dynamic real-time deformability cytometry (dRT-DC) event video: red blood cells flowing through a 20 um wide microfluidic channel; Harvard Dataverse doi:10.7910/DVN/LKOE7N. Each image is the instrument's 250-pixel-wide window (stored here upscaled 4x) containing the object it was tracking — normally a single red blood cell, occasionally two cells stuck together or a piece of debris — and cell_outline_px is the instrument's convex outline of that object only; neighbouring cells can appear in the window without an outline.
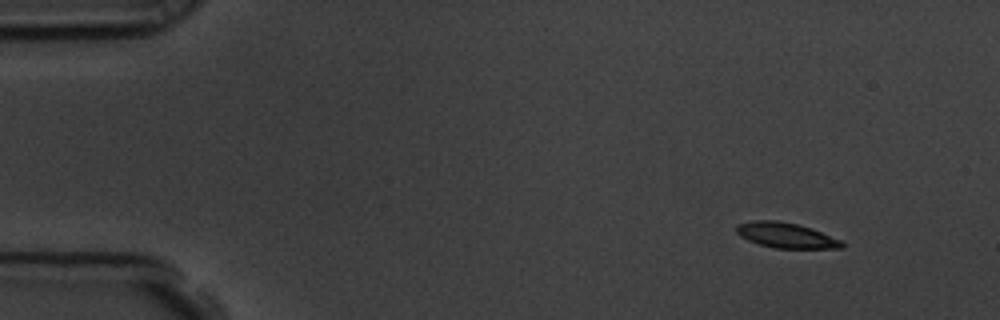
{"species": "common noctule bat (a hibernating species)", "species_latin": "Nyctalus noctula", "temperature_condition": "room temperature", "stored_images_in_passage": 52, "camera_frame_rate_fps": 3000, "um_per_image_px": 0.085, "animal": {"sex": "male", "body_mass_g": 19.5, "forearm_length_mm": 54.6}, "frame": {"image": 1, "passage_image": 1, "time_ms": 0.0, "image_size_px": [1000, 320], "cell_outline_px": [[844, 248], [772, 248], [748, 240], [740, 236], [736, 232], [736, 224], [752, 220], [780, 220], [812, 228], [840, 240], [844, 244]], "centroid_in_image_um": [66.78, 19.99], "position_along_channel_um": 18.2, "area_um2": 15.55}}
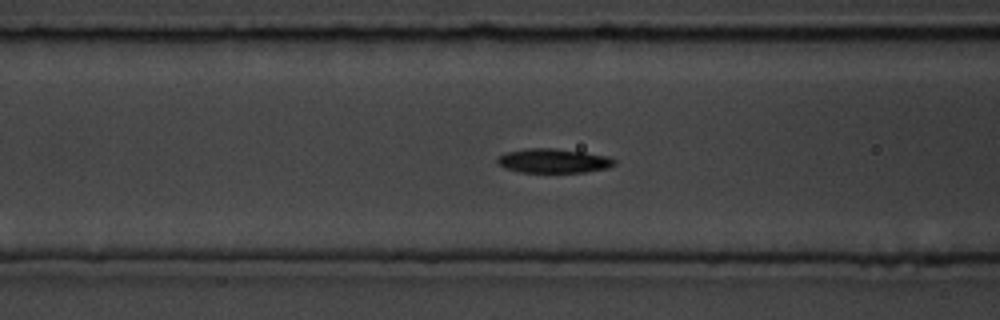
{"frame": {"image": 2, "passage_image": 18, "time_ms": 5.667, "image_size_px": [1000, 320], "cell_outline_px": [[616, 164], [608, 168], [584, 172], [520, 172], [504, 168], [496, 160], [500, 156], [508, 152], [528, 148], [552, 148], [584, 152], [608, 156], [616, 160]], "centroid_in_image_um": [47.08, 13.67], "position_along_channel_um": 119.5, "area_um2": 16.42}}
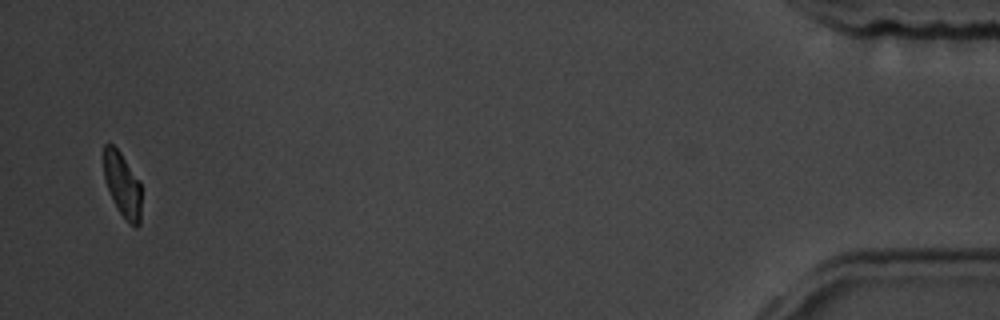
{"frame": {"image": 3, "passage_image": 51, "time_ms": 16.667, "image_size_px": [1000, 320], "cell_outline_px": [[140, 224], [136, 228], [120, 212], [112, 200], [104, 176], [104, 144], [112, 144], [120, 152], [140, 180]], "centroid_in_image_um": [10.41, 15.68], "position_along_channel_um": 424.8, "area_um2": 13.87}, "authors_computed_cell_mechanics": {"area_um2": 16.1262, "velocity_mm_per_s": 3.5621, "shape_relaxation_time_tau1_ms": 4.2456, "shape_relaxation_time_tau2_ms": 3.8546, "deformation_change_tau1": 0.2121, "deformation_change_tau2": 0.0917}}